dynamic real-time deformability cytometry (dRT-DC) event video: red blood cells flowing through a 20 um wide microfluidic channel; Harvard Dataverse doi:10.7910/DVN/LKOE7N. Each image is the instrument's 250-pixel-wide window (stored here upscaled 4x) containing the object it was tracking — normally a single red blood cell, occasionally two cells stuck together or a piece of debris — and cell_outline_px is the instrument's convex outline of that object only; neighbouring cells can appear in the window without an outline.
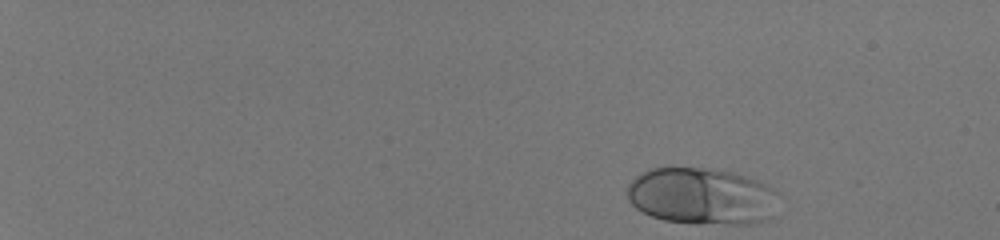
{"species": "human", "species_latin": "Homo sapiens", "temperature_condition": "room temperature", "stored_images_in_passage": 44, "camera_frame_rate_fps": 3000, "um_per_image_px": 0.085, "donor": {"sex": "male"}, "frame": {"image": 1, "passage_image": 1, "time_ms": 0.0, "image_size_px": [1000, 240], "cell_outline_px": [[780, 192], [768, 220], [752, 224], [732, 224], [664, 220], [652, 216], [636, 208], [628, 200], [628, 184], [640, 172], [652, 168], [704, 168], [732, 172], [756, 180]], "centroid_in_image_um": [59.65, 16.67], "position_along_channel_um": 25.4, "area_um2": 49.71}}
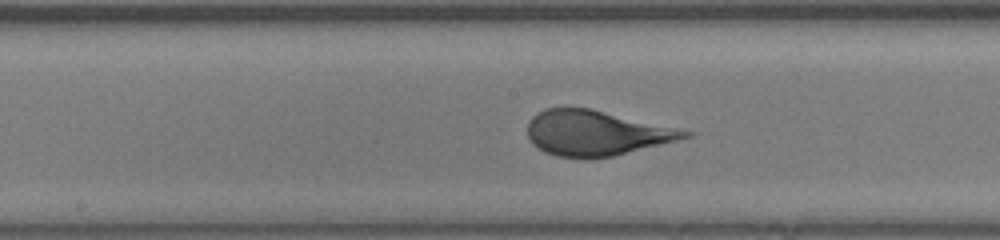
{"frame": {"image": 2, "passage_image": 26, "time_ms": 8.333, "image_size_px": [1000, 240], "cell_outline_px": [[696, 132], [692, 136], [612, 156], [556, 156], [544, 152], [536, 148], [532, 144], [528, 136], [528, 120], [536, 112], [544, 108], [588, 108]], "centroid_in_image_um": [50.62, 11.28], "position_along_channel_um": 197.6, "area_um2": 40.63}}
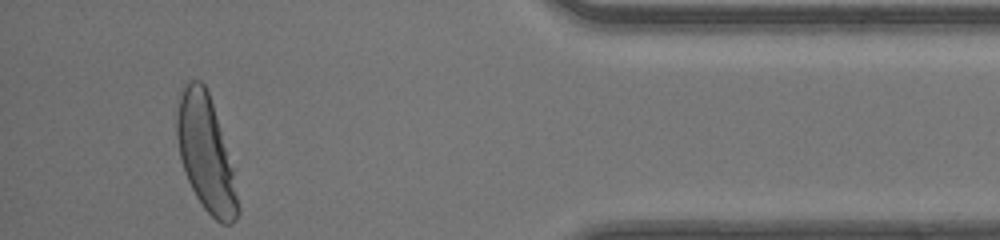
{"frame": {"image": 3, "passage_image": 44, "time_ms": 14.333, "image_size_px": [1000, 240], "cell_outline_px": [[240, 212], [236, 220], [232, 224], [220, 224], [204, 208], [196, 196], [184, 172], [180, 160], [176, 136], [176, 116], [180, 88], [188, 80], [200, 80], [204, 84], [208, 92], [212, 104], [232, 168], [240, 208]], "centroid_in_image_um": [17.46, 13.05], "position_along_channel_um": 417.7, "area_um2": 40.75}}